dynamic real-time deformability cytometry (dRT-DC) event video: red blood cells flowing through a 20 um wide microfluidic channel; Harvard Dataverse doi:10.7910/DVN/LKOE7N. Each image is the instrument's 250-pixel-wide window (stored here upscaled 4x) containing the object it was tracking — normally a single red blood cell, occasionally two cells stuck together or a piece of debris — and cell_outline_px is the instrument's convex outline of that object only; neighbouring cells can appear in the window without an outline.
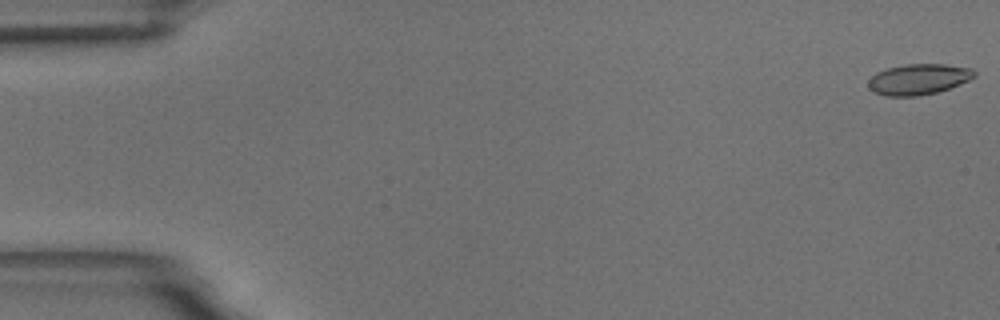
{"species": "common noctule bat (a hibernating species)", "species_latin": "Nyctalus noctula", "temperature_condition": "room temperature", "stored_images_in_passage": 7, "camera_frame_rate_fps": 3000, "um_per_image_px": 0.085, "animal": {"sex": "male", "body_mass_g": 18.8}, "frame": {"image": 1, "passage_image": 1, "time_ms": 0.0, "image_size_px": [1000, 320], "cell_outline_px": [[976, 76], [960, 84], [936, 92], [916, 96], [888, 96], [872, 92], [868, 88], [868, 80], [876, 72], [888, 68], [904, 64], [944, 64], [972, 68], [976, 72]], "centroid_in_image_um": [78.05, 6.73], "position_along_channel_um": 6.9, "area_um2": 19.02}}
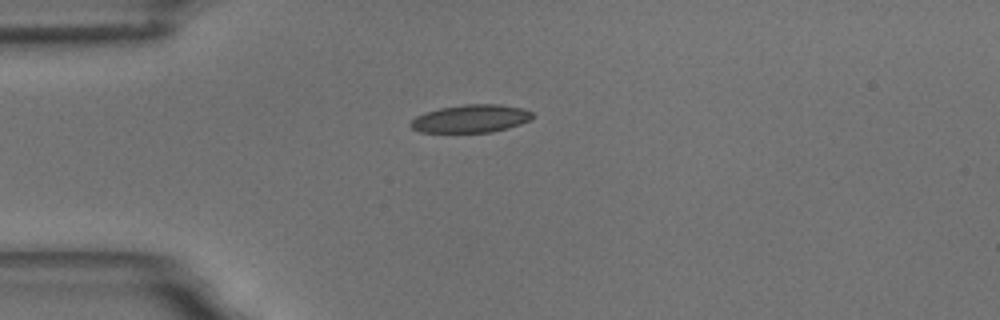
{"frame": {"image": 2, "passage_image": 5, "time_ms": 4.667, "image_size_px": [1000, 320], "cell_outline_px": [[532, 116], [528, 120], [520, 124], [508, 128], [492, 132], [420, 132], [412, 128], [408, 124], [416, 116], [424, 112], [440, 108], [464, 104], [500, 104], [524, 108], [532, 112]], "centroid_in_image_um": [40.0, 10.08], "position_along_channel_um": 45.0, "area_um2": 19.83}}
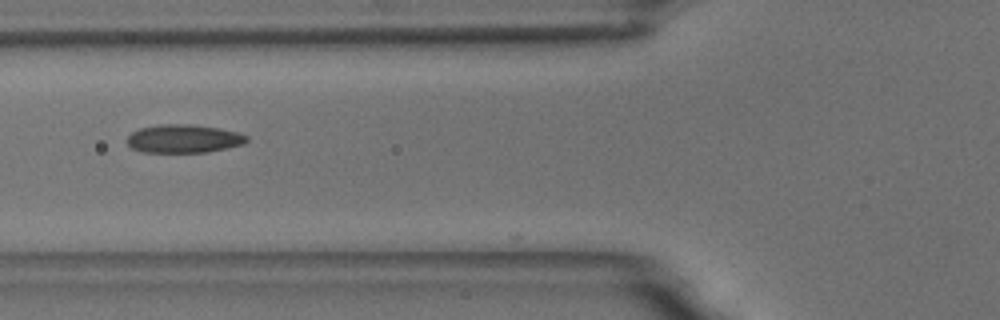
{"frame": {"image": 3, "passage_image": 7, "time_ms": 7.0, "image_size_px": [1000, 320], "cell_outline_px": [[248, 140], [244, 144], [228, 148], [208, 152], [140, 152], [132, 148], [124, 140], [132, 132], [140, 128], [160, 124], [188, 124], [220, 128], [240, 132], [248, 136]], "centroid_in_image_um": [15.62, 11.79], "position_along_channel_um": 110.2, "area_um2": 20.0}}